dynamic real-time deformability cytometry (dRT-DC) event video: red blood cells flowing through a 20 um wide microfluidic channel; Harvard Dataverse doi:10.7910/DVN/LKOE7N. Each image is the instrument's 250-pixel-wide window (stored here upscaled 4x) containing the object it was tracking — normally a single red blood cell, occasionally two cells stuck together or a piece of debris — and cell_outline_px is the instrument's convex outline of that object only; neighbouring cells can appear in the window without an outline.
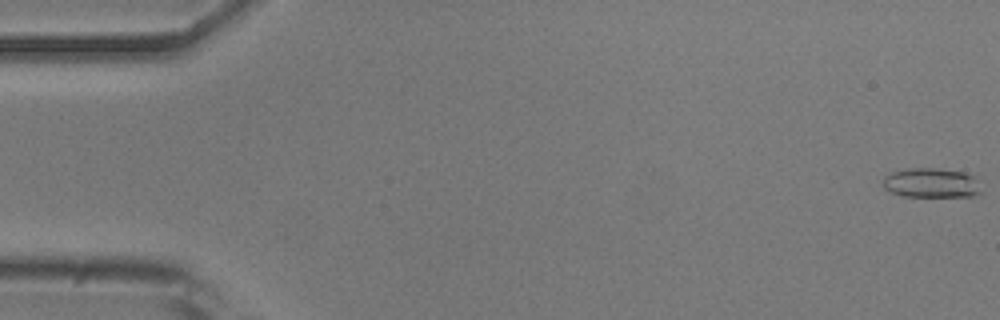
{"species": "common noctule bat (a hibernating species)", "species_latin": "Nyctalus noctula", "temperature_condition": "room temperature", "stored_images_in_passage": 16, "camera_frame_rate_fps": 3000, "um_per_image_px": 0.085, "animal": {"sex": "male", "body_mass_g": 20.5, "forearm_length_mm": 52.5}, "frame": {"image": 1, "passage_image": 1, "time_ms": 0.0, "image_size_px": [1000, 320], "cell_outline_px": [[980, 192], [972, 196], [900, 196], [884, 188], [884, 176], [892, 172], [908, 168], [936, 168], [964, 172], [976, 176]], "centroid_in_image_um": [79.16, 15.54], "position_along_channel_um": 5.8, "area_um2": 16.88}}
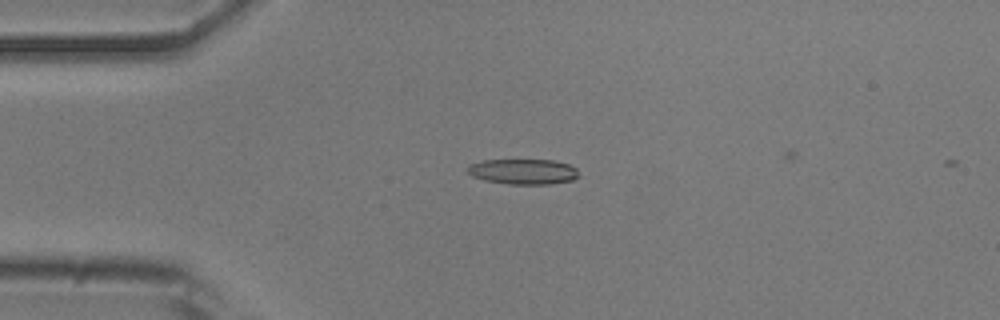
{"frame": {"image": 2, "passage_image": 13, "time_ms": 4.0, "image_size_px": [1000, 320], "cell_outline_px": [[580, 176], [572, 180], [548, 184], [508, 184], [484, 180], [472, 176], [468, 172], [468, 164], [484, 160], [552, 160], [568, 164], [576, 168]], "centroid_in_image_um": [44.47, 14.58], "position_along_channel_um": 40.5, "area_um2": 16.42}}